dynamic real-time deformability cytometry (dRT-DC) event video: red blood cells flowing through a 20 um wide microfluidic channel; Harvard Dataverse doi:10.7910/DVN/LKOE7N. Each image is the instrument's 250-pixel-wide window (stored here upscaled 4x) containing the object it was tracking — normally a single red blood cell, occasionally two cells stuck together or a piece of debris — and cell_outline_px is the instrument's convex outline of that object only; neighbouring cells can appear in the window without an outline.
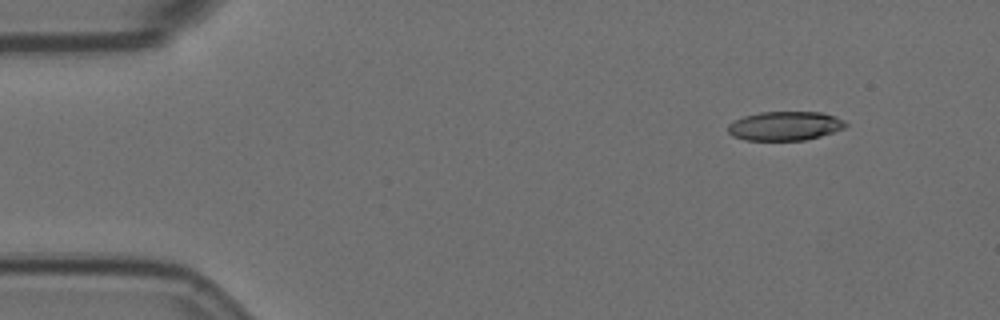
{"species": "Egyptian fruit bat (a non-hibernating species)", "species_latin": "Rousettus aegyptiacus", "temperature_condition": "room temperature", "stored_images_in_passage": 4, "camera_frame_rate_fps": 3000, "um_per_image_px": 0.085, "animal": {"sex": "female"}, "frame": {"image": 1, "passage_image": 1, "time_ms": 0.0, "image_size_px": [1000, 320], "cell_outline_px": [[848, 124], [844, 128], [820, 136], [804, 140], [744, 140], [732, 136], [728, 132], [728, 124], [744, 116], [760, 112], [824, 112], [836, 116], [844, 120]], "centroid_in_image_um": [66.73, 10.7], "position_along_channel_um": 18.3, "area_um2": 19.94}}
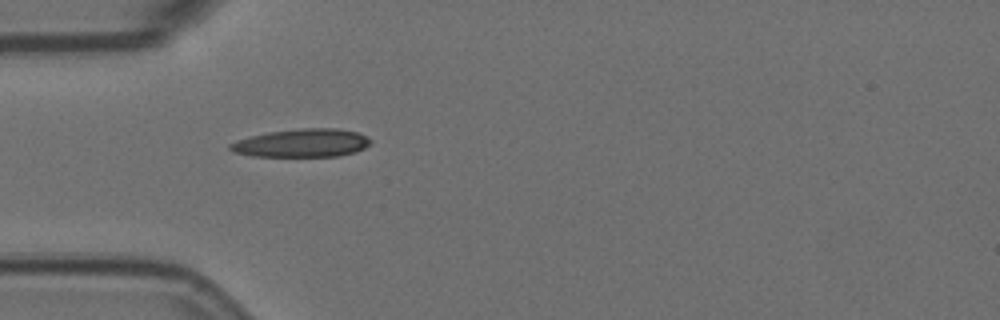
{"frame": {"image": 2, "passage_image": 4, "time_ms": 1.0, "image_size_px": [1000, 320], "cell_outline_px": [[372, 140], [364, 148], [356, 152], [340, 156], [252, 156], [232, 152], [228, 148], [228, 144], [236, 140], [268, 132], [300, 128], [336, 128], [356, 132]], "centroid_in_image_um": [25.62, 12.16], "position_along_channel_um": 59.4, "area_um2": 23.06}}